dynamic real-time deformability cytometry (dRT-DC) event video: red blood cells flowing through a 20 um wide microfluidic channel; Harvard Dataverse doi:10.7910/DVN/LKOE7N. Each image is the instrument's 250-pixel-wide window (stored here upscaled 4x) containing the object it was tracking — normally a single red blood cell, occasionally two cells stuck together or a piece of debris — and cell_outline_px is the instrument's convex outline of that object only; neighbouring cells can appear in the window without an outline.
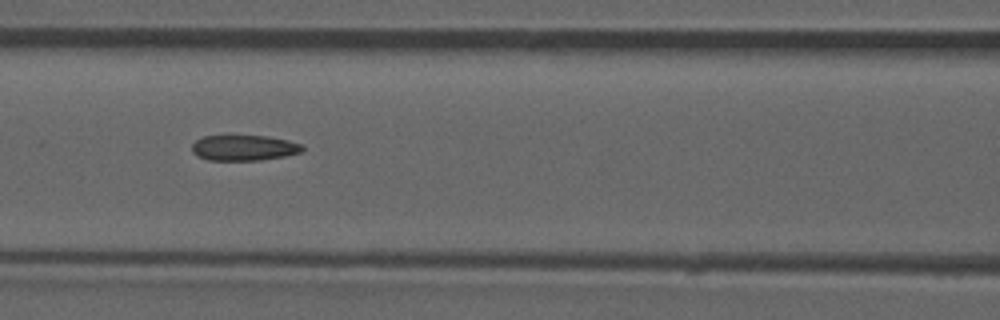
{"species": "common noctule bat (a hibernating species)", "species_latin": "Nyctalus noctula", "temperature_condition": "room temperature", "stored_images_in_passage": 52, "camera_frame_rate_fps": 3000, "um_per_image_px": 0.085, "animal": {"sex": "male", "forearm_length_mm": 52.5}, "frame": {"image": 1, "passage_image": 23, "time_ms": 7.333, "image_size_px": [1000, 320], "cell_outline_px": [[304, 148], [300, 152], [284, 156], [260, 160], [208, 160], [196, 156], [192, 152], [192, 144], [196, 140], [204, 136], [268, 136], [288, 140], [304, 144]], "centroid_in_image_um": [20.73, 12.56], "position_along_channel_um": 145.9, "area_um2": 16.47}, "authors_computed_cell_mechanics": {"area_um2": 17.2244, "velocity_mm_per_s": 3.9346, "shape_relaxation_time_tau1_ms": null, "shape_relaxation_time_tau2_ms": 2.9829, "deformation_change_tau1": null, "deformation_change_tau2": 0.1169}}